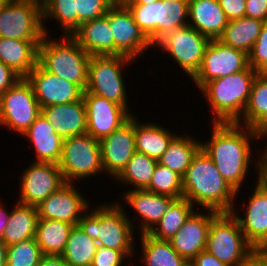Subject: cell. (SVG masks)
I'll return each instance as SVG.
<instances>
[{"label":"cell","instance_id":"cell-1","mask_svg":"<svg viewBox=\"0 0 267 266\" xmlns=\"http://www.w3.org/2000/svg\"><path fill=\"white\" fill-rule=\"evenodd\" d=\"M211 124V137L208 141L206 139V142L201 140V149L213 161L227 183L237 192L236 201H238V194H241V189L244 188L242 185L249 178V169L251 170L249 167L254 165V170H256L258 155L252 149L258 140L257 132L238 123Z\"/></svg>","mask_w":267,"mask_h":266},{"label":"cell","instance_id":"cell-2","mask_svg":"<svg viewBox=\"0 0 267 266\" xmlns=\"http://www.w3.org/2000/svg\"><path fill=\"white\" fill-rule=\"evenodd\" d=\"M183 197L194 207L230 213L236 191L217 170L213 161L200 149L182 177Z\"/></svg>","mask_w":267,"mask_h":266},{"label":"cell","instance_id":"cell-3","mask_svg":"<svg viewBox=\"0 0 267 266\" xmlns=\"http://www.w3.org/2000/svg\"><path fill=\"white\" fill-rule=\"evenodd\" d=\"M101 203L97 206L94 204L95 208L90 206L77 225L97 244L119 250L128 259H133L134 256L137 258L135 254L137 238L134 234L137 232L136 220L126 212L125 208L129 206H121L117 201L111 203L101 201Z\"/></svg>","mask_w":267,"mask_h":266},{"label":"cell","instance_id":"cell-4","mask_svg":"<svg viewBox=\"0 0 267 266\" xmlns=\"http://www.w3.org/2000/svg\"><path fill=\"white\" fill-rule=\"evenodd\" d=\"M257 74L249 66L245 70L214 79L198 91L206 99L208 111L212 112V123H236L242 117Z\"/></svg>","mask_w":267,"mask_h":266},{"label":"cell","instance_id":"cell-5","mask_svg":"<svg viewBox=\"0 0 267 266\" xmlns=\"http://www.w3.org/2000/svg\"><path fill=\"white\" fill-rule=\"evenodd\" d=\"M45 34L38 46V63L48 72L86 89L90 55L68 35Z\"/></svg>","mask_w":267,"mask_h":266},{"label":"cell","instance_id":"cell-6","mask_svg":"<svg viewBox=\"0 0 267 266\" xmlns=\"http://www.w3.org/2000/svg\"><path fill=\"white\" fill-rule=\"evenodd\" d=\"M135 61L125 55L90 56L85 91L113 101L135 115L129 107L128 102L131 101L126 92L128 85L123 77L126 67H130Z\"/></svg>","mask_w":267,"mask_h":266},{"label":"cell","instance_id":"cell-7","mask_svg":"<svg viewBox=\"0 0 267 266\" xmlns=\"http://www.w3.org/2000/svg\"><path fill=\"white\" fill-rule=\"evenodd\" d=\"M253 246L231 213H219L209 226L206 250L228 266H250Z\"/></svg>","mask_w":267,"mask_h":266},{"label":"cell","instance_id":"cell-8","mask_svg":"<svg viewBox=\"0 0 267 266\" xmlns=\"http://www.w3.org/2000/svg\"><path fill=\"white\" fill-rule=\"evenodd\" d=\"M58 166L66 183L104 175L100 141L87 133L65 138Z\"/></svg>","mask_w":267,"mask_h":266},{"label":"cell","instance_id":"cell-9","mask_svg":"<svg viewBox=\"0 0 267 266\" xmlns=\"http://www.w3.org/2000/svg\"><path fill=\"white\" fill-rule=\"evenodd\" d=\"M211 39L189 25L175 28L159 38L153 48L170 56L177 66L192 79L199 71Z\"/></svg>","mask_w":267,"mask_h":266},{"label":"cell","instance_id":"cell-10","mask_svg":"<svg viewBox=\"0 0 267 266\" xmlns=\"http://www.w3.org/2000/svg\"><path fill=\"white\" fill-rule=\"evenodd\" d=\"M41 114L31 84L21 78L0 96V126L22 136Z\"/></svg>","mask_w":267,"mask_h":266},{"label":"cell","instance_id":"cell-11","mask_svg":"<svg viewBox=\"0 0 267 266\" xmlns=\"http://www.w3.org/2000/svg\"><path fill=\"white\" fill-rule=\"evenodd\" d=\"M45 36L42 5L30 0H10L0 11V37L42 40Z\"/></svg>","mask_w":267,"mask_h":266},{"label":"cell","instance_id":"cell-12","mask_svg":"<svg viewBox=\"0 0 267 266\" xmlns=\"http://www.w3.org/2000/svg\"><path fill=\"white\" fill-rule=\"evenodd\" d=\"M249 67L248 54L242 50L224 45L218 39L208 44L199 71L191 79L200 90L206 83Z\"/></svg>","mask_w":267,"mask_h":266},{"label":"cell","instance_id":"cell-13","mask_svg":"<svg viewBox=\"0 0 267 266\" xmlns=\"http://www.w3.org/2000/svg\"><path fill=\"white\" fill-rule=\"evenodd\" d=\"M109 24L114 38V55H125L137 60L153 47L126 5L114 4L109 9Z\"/></svg>","mask_w":267,"mask_h":266},{"label":"cell","instance_id":"cell-14","mask_svg":"<svg viewBox=\"0 0 267 266\" xmlns=\"http://www.w3.org/2000/svg\"><path fill=\"white\" fill-rule=\"evenodd\" d=\"M17 201L25 205L38 206L66 182L57 164L33 162L21 172Z\"/></svg>","mask_w":267,"mask_h":266},{"label":"cell","instance_id":"cell-15","mask_svg":"<svg viewBox=\"0 0 267 266\" xmlns=\"http://www.w3.org/2000/svg\"><path fill=\"white\" fill-rule=\"evenodd\" d=\"M82 99L86 107L87 134L99 141L132 116L123 106L99 95L83 91Z\"/></svg>","mask_w":267,"mask_h":266},{"label":"cell","instance_id":"cell-16","mask_svg":"<svg viewBox=\"0 0 267 266\" xmlns=\"http://www.w3.org/2000/svg\"><path fill=\"white\" fill-rule=\"evenodd\" d=\"M76 183H65L38 206L39 219H52L73 224H78L82 215L90 208L88 201L81 189H76Z\"/></svg>","mask_w":267,"mask_h":266},{"label":"cell","instance_id":"cell-17","mask_svg":"<svg viewBox=\"0 0 267 266\" xmlns=\"http://www.w3.org/2000/svg\"><path fill=\"white\" fill-rule=\"evenodd\" d=\"M25 78L31 84L41 108L76 102L83 95L77 84L46 71L39 63Z\"/></svg>","mask_w":267,"mask_h":266},{"label":"cell","instance_id":"cell-18","mask_svg":"<svg viewBox=\"0 0 267 266\" xmlns=\"http://www.w3.org/2000/svg\"><path fill=\"white\" fill-rule=\"evenodd\" d=\"M253 183L255 188L251 189L252 193L249 192L251 196H248L247 204L244 201V206H239L240 210L244 208L243 211L236 209L235 201L230 213L238 221L246 240L253 247H259L267 245V191ZM242 212L244 216L240 214Z\"/></svg>","mask_w":267,"mask_h":266},{"label":"cell","instance_id":"cell-19","mask_svg":"<svg viewBox=\"0 0 267 266\" xmlns=\"http://www.w3.org/2000/svg\"><path fill=\"white\" fill-rule=\"evenodd\" d=\"M100 146L102 168L113 181L136 152L134 115L119 129L102 138Z\"/></svg>","mask_w":267,"mask_h":266},{"label":"cell","instance_id":"cell-20","mask_svg":"<svg viewBox=\"0 0 267 266\" xmlns=\"http://www.w3.org/2000/svg\"><path fill=\"white\" fill-rule=\"evenodd\" d=\"M123 191L122 194L121 192L118 194V196L121 195L120 197L124 201L123 205L121 204L122 201L120 202V198H117V202L121 206L129 205V208L135 212V216L140 217L139 222H136V225H139L136 226L139 230L137 232L138 235L148 234L176 200L174 197L152 193L147 190L125 189Z\"/></svg>","mask_w":267,"mask_h":266},{"label":"cell","instance_id":"cell-21","mask_svg":"<svg viewBox=\"0 0 267 266\" xmlns=\"http://www.w3.org/2000/svg\"><path fill=\"white\" fill-rule=\"evenodd\" d=\"M218 214L213 210L203 209L201 212L196 208L169 241L175 251L189 263L206 250L209 226Z\"/></svg>","mask_w":267,"mask_h":266},{"label":"cell","instance_id":"cell-22","mask_svg":"<svg viewBox=\"0 0 267 266\" xmlns=\"http://www.w3.org/2000/svg\"><path fill=\"white\" fill-rule=\"evenodd\" d=\"M55 132L63 139L87 133L86 107L79 101L41 108Z\"/></svg>","mask_w":267,"mask_h":266},{"label":"cell","instance_id":"cell-23","mask_svg":"<svg viewBox=\"0 0 267 266\" xmlns=\"http://www.w3.org/2000/svg\"><path fill=\"white\" fill-rule=\"evenodd\" d=\"M31 142L35 150L33 162L59 163L62 155L63 138L60 137L41 113L22 135Z\"/></svg>","mask_w":267,"mask_h":266},{"label":"cell","instance_id":"cell-24","mask_svg":"<svg viewBox=\"0 0 267 266\" xmlns=\"http://www.w3.org/2000/svg\"><path fill=\"white\" fill-rule=\"evenodd\" d=\"M71 36L90 56L114 55V38L109 24V11L105 16L83 22Z\"/></svg>","mask_w":267,"mask_h":266},{"label":"cell","instance_id":"cell-25","mask_svg":"<svg viewBox=\"0 0 267 266\" xmlns=\"http://www.w3.org/2000/svg\"><path fill=\"white\" fill-rule=\"evenodd\" d=\"M228 22L218 0H189L188 25L210 39H218Z\"/></svg>","mask_w":267,"mask_h":266},{"label":"cell","instance_id":"cell-26","mask_svg":"<svg viewBox=\"0 0 267 266\" xmlns=\"http://www.w3.org/2000/svg\"><path fill=\"white\" fill-rule=\"evenodd\" d=\"M41 41L0 37V61L25 78L38 63V46Z\"/></svg>","mask_w":267,"mask_h":266},{"label":"cell","instance_id":"cell-27","mask_svg":"<svg viewBox=\"0 0 267 266\" xmlns=\"http://www.w3.org/2000/svg\"><path fill=\"white\" fill-rule=\"evenodd\" d=\"M158 123L157 121L143 122L137 115H134L136 151L144 153L157 161L165 153L168 144L177 134L160 124V122Z\"/></svg>","mask_w":267,"mask_h":266},{"label":"cell","instance_id":"cell-28","mask_svg":"<svg viewBox=\"0 0 267 266\" xmlns=\"http://www.w3.org/2000/svg\"><path fill=\"white\" fill-rule=\"evenodd\" d=\"M38 219L36 206L16 201L11 207V215L2 240L7 246H11L26 239L35 238Z\"/></svg>","mask_w":267,"mask_h":266},{"label":"cell","instance_id":"cell-29","mask_svg":"<svg viewBox=\"0 0 267 266\" xmlns=\"http://www.w3.org/2000/svg\"><path fill=\"white\" fill-rule=\"evenodd\" d=\"M182 134H176L172 138L168 144L167 150L158 160L159 164L176 172L181 177L184 176L193 157L201 149V141L198 140V137L194 138L190 133Z\"/></svg>","mask_w":267,"mask_h":266},{"label":"cell","instance_id":"cell-30","mask_svg":"<svg viewBox=\"0 0 267 266\" xmlns=\"http://www.w3.org/2000/svg\"><path fill=\"white\" fill-rule=\"evenodd\" d=\"M140 264L142 266H189V262L179 255L169 241L154 239L148 234H140Z\"/></svg>","mask_w":267,"mask_h":266},{"label":"cell","instance_id":"cell-31","mask_svg":"<svg viewBox=\"0 0 267 266\" xmlns=\"http://www.w3.org/2000/svg\"><path fill=\"white\" fill-rule=\"evenodd\" d=\"M265 22L250 17L230 20L223 34L218 38L224 45L249 54Z\"/></svg>","mask_w":267,"mask_h":266},{"label":"cell","instance_id":"cell-32","mask_svg":"<svg viewBox=\"0 0 267 266\" xmlns=\"http://www.w3.org/2000/svg\"><path fill=\"white\" fill-rule=\"evenodd\" d=\"M73 224L52 220L38 219L35 239L43 255H62Z\"/></svg>","mask_w":267,"mask_h":266},{"label":"cell","instance_id":"cell-33","mask_svg":"<svg viewBox=\"0 0 267 266\" xmlns=\"http://www.w3.org/2000/svg\"><path fill=\"white\" fill-rule=\"evenodd\" d=\"M267 121V73H258L253 81L247 105L236 122L257 130Z\"/></svg>","mask_w":267,"mask_h":266},{"label":"cell","instance_id":"cell-34","mask_svg":"<svg viewBox=\"0 0 267 266\" xmlns=\"http://www.w3.org/2000/svg\"><path fill=\"white\" fill-rule=\"evenodd\" d=\"M158 161L144 153L135 152L122 171L113 179L125 188L131 190H145L152 179ZM119 181V182H117ZM126 185V186H125Z\"/></svg>","mask_w":267,"mask_h":266},{"label":"cell","instance_id":"cell-35","mask_svg":"<svg viewBox=\"0 0 267 266\" xmlns=\"http://www.w3.org/2000/svg\"><path fill=\"white\" fill-rule=\"evenodd\" d=\"M189 0H158L155 5V42L175 28L188 25Z\"/></svg>","mask_w":267,"mask_h":266},{"label":"cell","instance_id":"cell-36","mask_svg":"<svg viewBox=\"0 0 267 266\" xmlns=\"http://www.w3.org/2000/svg\"><path fill=\"white\" fill-rule=\"evenodd\" d=\"M54 21L61 28L60 35L71 36L78 29V14L76 0H45L42 4V21L45 34L49 29L45 25L47 20Z\"/></svg>","mask_w":267,"mask_h":266},{"label":"cell","instance_id":"cell-37","mask_svg":"<svg viewBox=\"0 0 267 266\" xmlns=\"http://www.w3.org/2000/svg\"><path fill=\"white\" fill-rule=\"evenodd\" d=\"M194 210L188 199H176L148 235L157 240L170 241Z\"/></svg>","mask_w":267,"mask_h":266},{"label":"cell","instance_id":"cell-38","mask_svg":"<svg viewBox=\"0 0 267 266\" xmlns=\"http://www.w3.org/2000/svg\"><path fill=\"white\" fill-rule=\"evenodd\" d=\"M97 242L75 225L69 234L62 257L70 266H91Z\"/></svg>","mask_w":267,"mask_h":266},{"label":"cell","instance_id":"cell-39","mask_svg":"<svg viewBox=\"0 0 267 266\" xmlns=\"http://www.w3.org/2000/svg\"><path fill=\"white\" fill-rule=\"evenodd\" d=\"M145 190L168 195L176 199L182 198V177L169 168L157 163L151 182Z\"/></svg>","mask_w":267,"mask_h":266},{"label":"cell","instance_id":"cell-40","mask_svg":"<svg viewBox=\"0 0 267 266\" xmlns=\"http://www.w3.org/2000/svg\"><path fill=\"white\" fill-rule=\"evenodd\" d=\"M43 256L35 238L7 247L6 266H38Z\"/></svg>","mask_w":267,"mask_h":266},{"label":"cell","instance_id":"cell-41","mask_svg":"<svg viewBox=\"0 0 267 266\" xmlns=\"http://www.w3.org/2000/svg\"><path fill=\"white\" fill-rule=\"evenodd\" d=\"M155 5L151 4H127L136 24L149 38L152 44L155 43Z\"/></svg>","mask_w":267,"mask_h":266},{"label":"cell","instance_id":"cell-42","mask_svg":"<svg viewBox=\"0 0 267 266\" xmlns=\"http://www.w3.org/2000/svg\"><path fill=\"white\" fill-rule=\"evenodd\" d=\"M114 5V0H76L78 28L86 21L105 16Z\"/></svg>","mask_w":267,"mask_h":266},{"label":"cell","instance_id":"cell-43","mask_svg":"<svg viewBox=\"0 0 267 266\" xmlns=\"http://www.w3.org/2000/svg\"><path fill=\"white\" fill-rule=\"evenodd\" d=\"M248 57L249 66L258 73H267V22L263 24Z\"/></svg>","mask_w":267,"mask_h":266},{"label":"cell","instance_id":"cell-44","mask_svg":"<svg viewBox=\"0 0 267 266\" xmlns=\"http://www.w3.org/2000/svg\"><path fill=\"white\" fill-rule=\"evenodd\" d=\"M129 260L121 251L98 244L91 266H124Z\"/></svg>","mask_w":267,"mask_h":266},{"label":"cell","instance_id":"cell-45","mask_svg":"<svg viewBox=\"0 0 267 266\" xmlns=\"http://www.w3.org/2000/svg\"><path fill=\"white\" fill-rule=\"evenodd\" d=\"M218 1L229 21L245 17L246 0H218Z\"/></svg>","mask_w":267,"mask_h":266},{"label":"cell","instance_id":"cell-46","mask_svg":"<svg viewBox=\"0 0 267 266\" xmlns=\"http://www.w3.org/2000/svg\"><path fill=\"white\" fill-rule=\"evenodd\" d=\"M245 16L267 22V0H246Z\"/></svg>","mask_w":267,"mask_h":266},{"label":"cell","instance_id":"cell-47","mask_svg":"<svg viewBox=\"0 0 267 266\" xmlns=\"http://www.w3.org/2000/svg\"><path fill=\"white\" fill-rule=\"evenodd\" d=\"M20 79L16 72L0 61V96Z\"/></svg>","mask_w":267,"mask_h":266},{"label":"cell","instance_id":"cell-48","mask_svg":"<svg viewBox=\"0 0 267 266\" xmlns=\"http://www.w3.org/2000/svg\"><path fill=\"white\" fill-rule=\"evenodd\" d=\"M189 264L191 266H228L207 250L201 251Z\"/></svg>","mask_w":267,"mask_h":266},{"label":"cell","instance_id":"cell-49","mask_svg":"<svg viewBox=\"0 0 267 266\" xmlns=\"http://www.w3.org/2000/svg\"><path fill=\"white\" fill-rule=\"evenodd\" d=\"M256 172L257 180L255 181L263 190L267 191V156H257Z\"/></svg>","mask_w":267,"mask_h":266},{"label":"cell","instance_id":"cell-50","mask_svg":"<svg viewBox=\"0 0 267 266\" xmlns=\"http://www.w3.org/2000/svg\"><path fill=\"white\" fill-rule=\"evenodd\" d=\"M250 266H267V245L253 248Z\"/></svg>","mask_w":267,"mask_h":266},{"label":"cell","instance_id":"cell-51","mask_svg":"<svg viewBox=\"0 0 267 266\" xmlns=\"http://www.w3.org/2000/svg\"><path fill=\"white\" fill-rule=\"evenodd\" d=\"M38 266H70L61 255H43Z\"/></svg>","mask_w":267,"mask_h":266},{"label":"cell","instance_id":"cell-52","mask_svg":"<svg viewBox=\"0 0 267 266\" xmlns=\"http://www.w3.org/2000/svg\"><path fill=\"white\" fill-rule=\"evenodd\" d=\"M1 199H0V239H3V234H4V230L7 226L8 220L10 218L11 215V208L9 211H7L5 207V205L1 204Z\"/></svg>","mask_w":267,"mask_h":266},{"label":"cell","instance_id":"cell-53","mask_svg":"<svg viewBox=\"0 0 267 266\" xmlns=\"http://www.w3.org/2000/svg\"><path fill=\"white\" fill-rule=\"evenodd\" d=\"M256 132H257V139H258V141H260L259 139H261V140H263L264 142H265V139H267V121L264 123V124H262L257 130H256ZM265 147H263V149H260V151L261 150H263V151H257V152H259V156H267V140H266V142H265ZM262 153V154H261Z\"/></svg>","mask_w":267,"mask_h":266},{"label":"cell","instance_id":"cell-54","mask_svg":"<svg viewBox=\"0 0 267 266\" xmlns=\"http://www.w3.org/2000/svg\"><path fill=\"white\" fill-rule=\"evenodd\" d=\"M7 245L0 239V266H6Z\"/></svg>","mask_w":267,"mask_h":266},{"label":"cell","instance_id":"cell-55","mask_svg":"<svg viewBox=\"0 0 267 266\" xmlns=\"http://www.w3.org/2000/svg\"><path fill=\"white\" fill-rule=\"evenodd\" d=\"M156 1L158 0H133L129 2L128 4H151Z\"/></svg>","mask_w":267,"mask_h":266},{"label":"cell","instance_id":"cell-56","mask_svg":"<svg viewBox=\"0 0 267 266\" xmlns=\"http://www.w3.org/2000/svg\"><path fill=\"white\" fill-rule=\"evenodd\" d=\"M131 1H133V0H114V4H117V5H127Z\"/></svg>","mask_w":267,"mask_h":266},{"label":"cell","instance_id":"cell-57","mask_svg":"<svg viewBox=\"0 0 267 266\" xmlns=\"http://www.w3.org/2000/svg\"><path fill=\"white\" fill-rule=\"evenodd\" d=\"M10 0H0V11L7 5Z\"/></svg>","mask_w":267,"mask_h":266},{"label":"cell","instance_id":"cell-58","mask_svg":"<svg viewBox=\"0 0 267 266\" xmlns=\"http://www.w3.org/2000/svg\"><path fill=\"white\" fill-rule=\"evenodd\" d=\"M30 1H34V2H37V3H39V4L42 5V4L44 3L45 0H30Z\"/></svg>","mask_w":267,"mask_h":266}]
</instances>
